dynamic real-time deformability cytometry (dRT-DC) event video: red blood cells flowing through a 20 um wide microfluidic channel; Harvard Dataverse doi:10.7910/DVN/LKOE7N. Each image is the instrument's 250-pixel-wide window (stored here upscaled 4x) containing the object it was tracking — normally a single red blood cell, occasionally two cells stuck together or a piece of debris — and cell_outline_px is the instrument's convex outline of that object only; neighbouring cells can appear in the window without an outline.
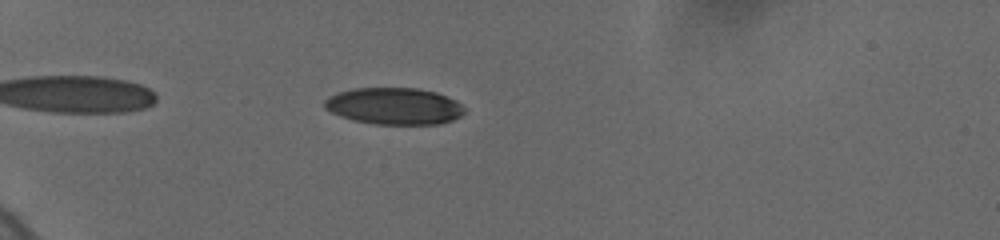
{"species": "human", "species_latin": "Homo sapiens", "temperature_condition": "cold", "stored_images_in_passage": 8, "camera_frame_rate_fps": 3000, "um_per_image_px": 0.085, "donor": {"sex": "female"}, "frame": {"image": 1, "passage_image": 3, "time_ms": 1.667, "image_size_px": [1000, 240], "cell_outline_px": [[464, 112], [460, 116], [452, 120], [440, 124], [372, 124], [352, 120], [340, 116], [324, 108], [324, 100], [328, 96], [352, 88], [420, 88], [436, 92], [456, 100], [464, 108]], "centroid_in_image_um": [33.49, 9.02], "position_along_channel_um": 51.5, "area_um2": 30.11}}
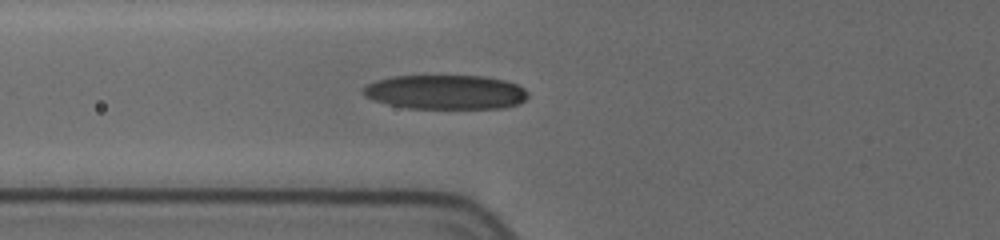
{"frame": {"image": 2, "passage_image": 6, "time_ms": 3.667, "image_size_px": [1000, 240], "cell_outline_px": [[528, 96], [524, 100], [516, 104], [504, 108], [408, 108], [388, 104], [364, 96], [360, 92], [368, 84], [376, 80], [392, 76], [484, 76], [504, 80], [516, 84], [524, 88], [528, 92]], "centroid_in_image_um": [37.87, 7.82], "position_along_channel_um": 87.9, "area_um2": 32.89}}
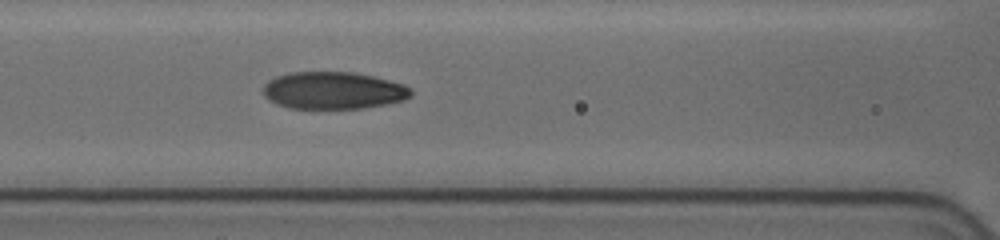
{"frame": {"image": 3, "passage_image": 8, "time_ms": 5.0, "image_size_px": [1000, 240], "cell_outline_px": [[412, 96], [404, 100], [388, 104], [364, 108], [288, 108], [276, 104], [268, 100], [264, 96], [264, 84], [268, 80], [276, 76], [288, 72], [352, 72], [372, 76], [404, 84], [412, 88]], "centroid_in_image_um": [28.33, 7.69], "position_along_channel_um": 138.3, "area_um2": 32.31}}